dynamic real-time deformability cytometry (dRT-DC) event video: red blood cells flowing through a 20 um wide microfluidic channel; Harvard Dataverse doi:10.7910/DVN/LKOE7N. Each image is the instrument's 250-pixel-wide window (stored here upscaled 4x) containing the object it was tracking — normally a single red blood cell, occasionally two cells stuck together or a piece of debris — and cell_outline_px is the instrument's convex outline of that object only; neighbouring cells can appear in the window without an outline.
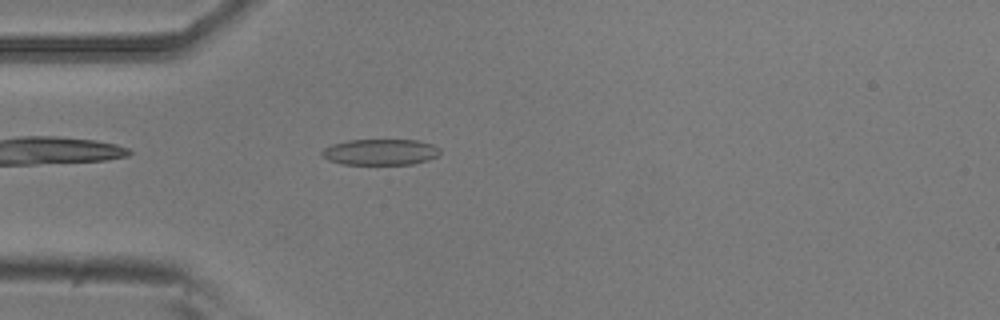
{"species": "common noctule bat (a hibernating species)", "species_latin": "Nyctalus noctula", "temperature_condition": "room temperature", "stored_images_in_passage": 33, "camera_frame_rate_fps": 3000, "um_per_image_px": 0.085, "animal": {"sex": "male", "body_mass_g": 20.5, "forearm_length_mm": 52.5}, "frame": {"image": 1, "passage_image": 3, "time_ms": 0.667, "image_size_px": [1000, 320], "cell_outline_px": [[440, 152], [436, 156], [428, 160], [412, 164], [344, 164], [328, 160], [320, 156], [320, 152], [324, 148], [332, 144], [348, 140], [416, 140], [432, 144], [440, 148]], "centroid_in_image_um": [32.3, 12.92], "position_along_channel_um": 52.7, "area_um2": 17.92}}
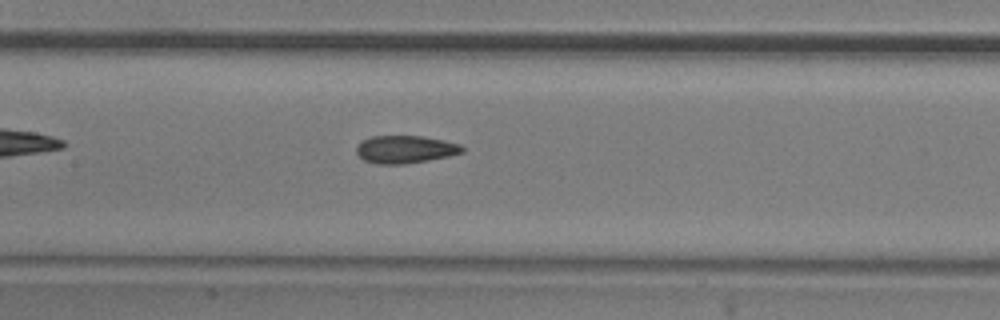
{"frame": {"image": 2, "passage_image": 13, "time_ms": 4.0, "image_size_px": [1000, 320], "cell_outline_px": [[464, 152], [448, 156], [428, 160], [404, 164], [376, 164], [364, 160], [356, 152], [356, 144], [360, 140], [372, 136], [424, 136], [444, 140], [460, 144], [464, 148]], "centroid_in_image_um": [34.42, 12.69], "position_along_channel_um": 173.0, "area_um2": 17.22}}
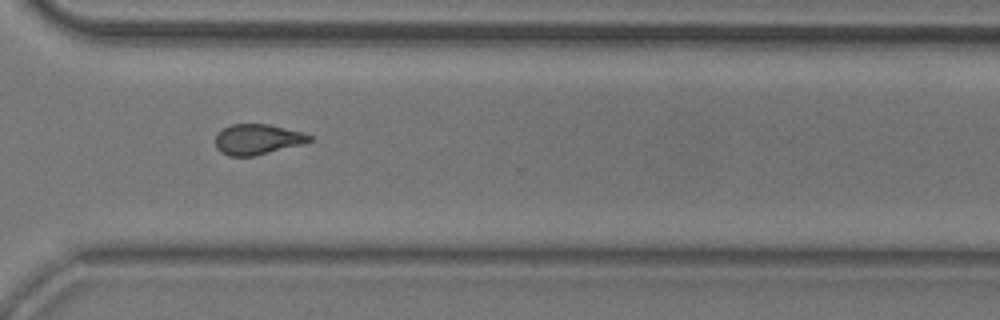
{"frame": {"image": 3, "passage_image": 27, "time_ms": 8.667, "image_size_px": [1000, 320], "cell_outline_px": [[312, 140], [304, 144], [252, 156], [228, 156], [220, 152], [216, 148], [216, 136], [224, 128], [232, 124], [268, 124], [304, 132], [312, 136]], "centroid_in_image_um": [21.91, 11.84], "position_along_channel_um": 348.7, "area_um2": 16.65}, "authors_computed_cell_mechanics": {"area_um2": 16.9932, "velocity_mm_per_s": 3.7856, "shape_relaxation_time_tau1_ms": null, "shape_relaxation_time_tau2_ms": 2.5367, "deformation_change_tau1": null, "deformation_change_tau2": 0.0911}}